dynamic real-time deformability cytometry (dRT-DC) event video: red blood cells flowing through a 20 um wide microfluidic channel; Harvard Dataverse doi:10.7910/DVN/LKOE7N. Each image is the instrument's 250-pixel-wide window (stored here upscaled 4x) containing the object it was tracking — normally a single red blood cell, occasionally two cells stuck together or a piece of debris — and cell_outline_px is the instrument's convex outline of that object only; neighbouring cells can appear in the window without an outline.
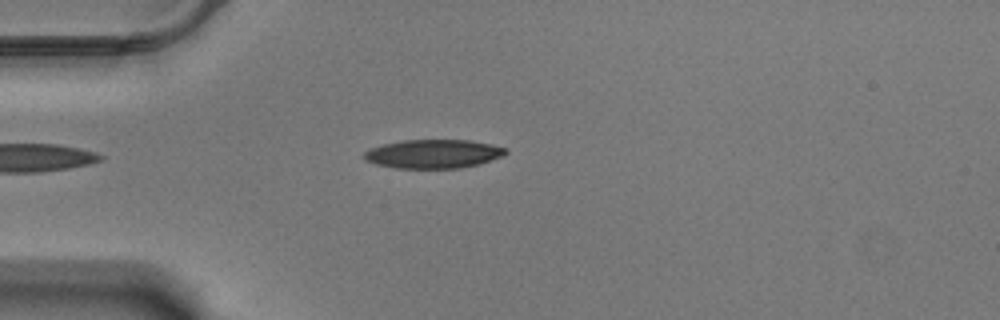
{"species": "Egyptian fruit bat (a non-hibernating species)", "species_latin": "Rousettus aegyptiacus", "temperature_condition": "warm", "stored_images_in_passage": 37, "camera_frame_rate_fps": 3000, "um_per_image_px": 0.085, "animal": {"sex": "male"}, "frame": {"image": 1, "passage_image": 1, "time_ms": 0.0, "image_size_px": [1000, 320], "cell_outline_px": [[508, 152], [504, 156], [480, 164], [460, 168], [396, 168], [376, 164], [364, 160], [364, 152], [372, 148], [384, 144], [404, 140], [468, 140], [508, 148]], "centroid_in_image_um": [36.87, 13.08], "position_along_channel_um": 48.1, "area_um2": 23.7}}
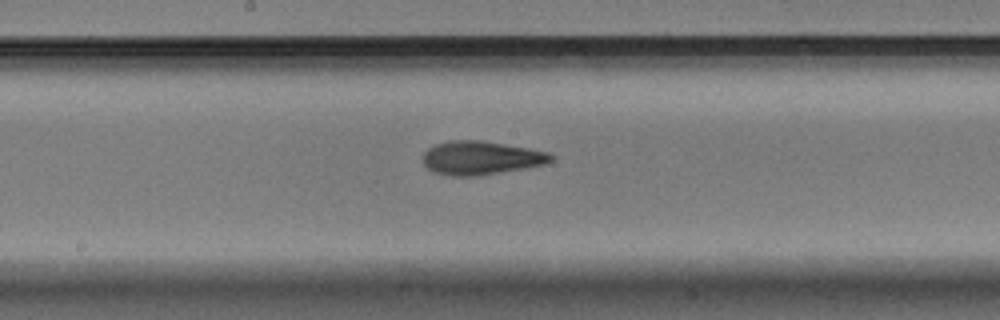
{"frame": {"image": 2, "passage_image": 16, "time_ms": 5.0, "image_size_px": [1000, 320], "cell_outline_px": [[552, 160], [548, 164], [476, 176], [452, 176], [432, 172], [424, 164], [424, 152], [428, 148], [436, 144], [452, 140], [484, 140], [528, 148], [548, 152], [552, 156]], "centroid_in_image_um": [40.88, 13.42], "position_along_channel_um": 207.3, "area_um2": 25.03}}
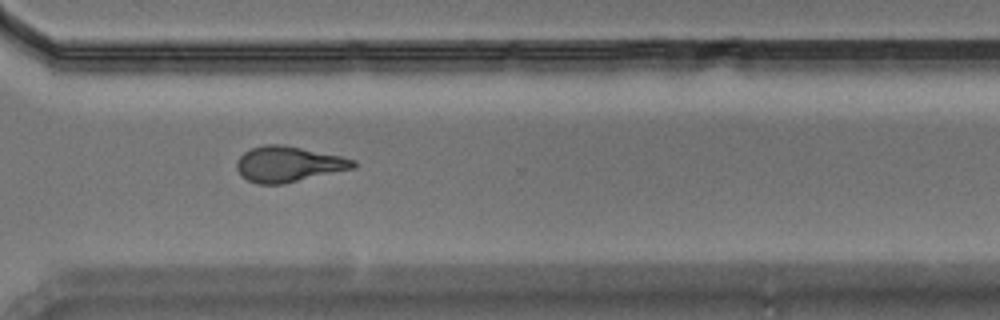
{"frame": {"image": 3, "passage_image": 28, "time_ms": 9.0, "image_size_px": [1000, 320], "cell_outline_px": [[356, 168], [284, 184], [256, 184], [248, 180], [236, 168], [236, 160], [244, 152], [252, 148], [264, 144], [284, 144], [340, 156], [356, 160]], "centroid_in_image_um": [24.53, 13.95], "position_along_channel_um": 346.1, "area_um2": 24.28}, "authors_computed_cell_mechanics": {"area_um2": 24.276, "velocity_mm_per_s": 3.4783, "shape_relaxation_time_tau1_ms": 6.8461, "shape_relaxation_time_tau2_ms": 3.0355, "deformation_change_tau1": 0.1956, "deformation_change_tau2": 0.1192}}